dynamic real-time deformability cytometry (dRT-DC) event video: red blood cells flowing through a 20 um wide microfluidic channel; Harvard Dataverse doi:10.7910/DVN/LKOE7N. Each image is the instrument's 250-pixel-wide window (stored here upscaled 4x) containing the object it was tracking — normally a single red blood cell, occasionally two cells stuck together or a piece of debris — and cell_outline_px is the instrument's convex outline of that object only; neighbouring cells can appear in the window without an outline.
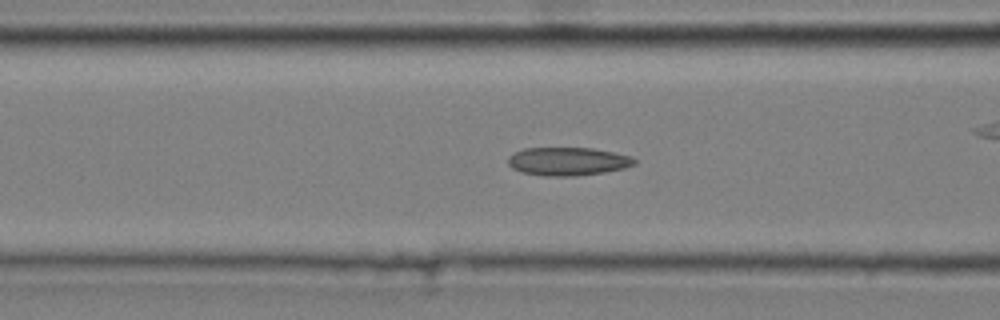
{"species": "common noctule bat (a hibernating species)", "species_latin": "Nyctalus noctula", "temperature_condition": "cold", "stored_images_in_passage": 30, "camera_frame_rate_fps": 3000, "um_per_image_px": 0.085, "animal": {"sex": "male", "body_mass_g": 20.4}, "frame": {"image": 1, "passage_image": 7, "time_ms": 2.0, "image_size_px": [1000, 320], "cell_outline_px": [[636, 164], [624, 168], [604, 172], [572, 176], [544, 176], [520, 172], [512, 168], [508, 164], [508, 156], [524, 148], [592, 148], [632, 156], [636, 160]], "centroid_in_image_um": [48.25, 13.72], "position_along_channel_um": 118.3, "area_um2": 20.81}}
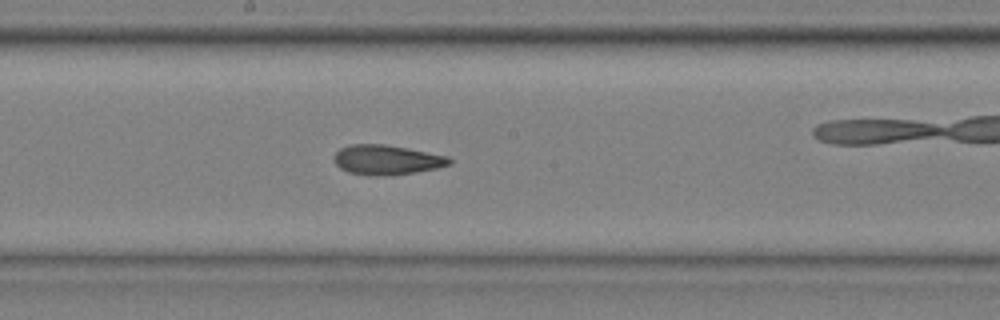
{"frame": {"image": 2, "passage_image": 15, "time_ms": 4.667, "image_size_px": [1000, 320], "cell_outline_px": [[452, 164], [436, 168], [416, 172], [384, 176], [368, 176], [348, 172], [340, 168], [336, 164], [332, 156], [340, 148], [348, 144], [384, 144], [408, 148], [448, 156], [452, 160]], "centroid_in_image_um": [32.85, 13.59], "position_along_channel_um": 215.4, "area_um2": 20.23}}
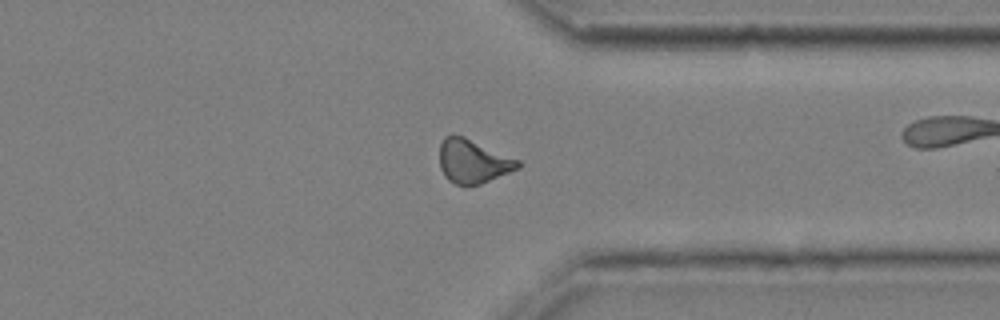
{"frame": {"image": 3, "passage_image": 28, "time_ms": 9.0, "image_size_px": [1000, 320], "cell_outline_px": [[520, 168], [480, 184], [464, 188], [448, 180], [444, 176], [440, 168], [440, 144], [444, 136], [464, 136], [520, 160]], "centroid_in_image_um": [40.2, 13.74], "position_along_channel_um": 371.2, "area_um2": 20.17}}